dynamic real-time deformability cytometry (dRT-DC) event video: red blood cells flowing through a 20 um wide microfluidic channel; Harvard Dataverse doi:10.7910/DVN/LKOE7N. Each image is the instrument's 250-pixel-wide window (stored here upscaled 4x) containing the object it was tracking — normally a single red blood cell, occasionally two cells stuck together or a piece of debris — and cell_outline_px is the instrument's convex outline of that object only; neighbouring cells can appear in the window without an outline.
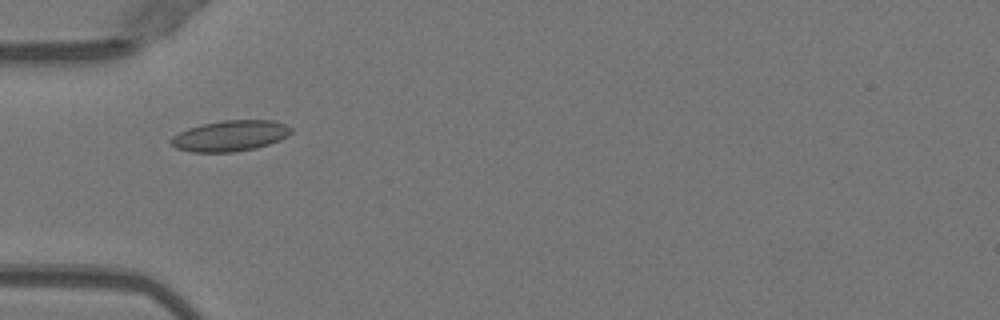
{"species": "Egyptian fruit bat (a non-hibernating species)", "species_latin": "Rousettus aegyptiacus", "temperature_condition": "warm", "stored_images_in_passage": 36, "camera_frame_rate_fps": 3000, "um_per_image_px": 0.085, "animal": {"sex": "female"}, "frame": {"image": 1, "passage_image": 2, "time_ms": 0.333, "image_size_px": [1000, 320], "cell_outline_px": [[292, 132], [288, 136], [280, 140], [256, 148], [232, 152], [192, 152], [176, 148], [168, 144], [168, 140], [172, 136], [188, 128], [204, 124], [224, 120], [272, 120], [284, 124], [292, 128]], "centroid_in_image_um": [19.54, 11.55], "position_along_channel_um": 65.5, "area_um2": 21.62}}
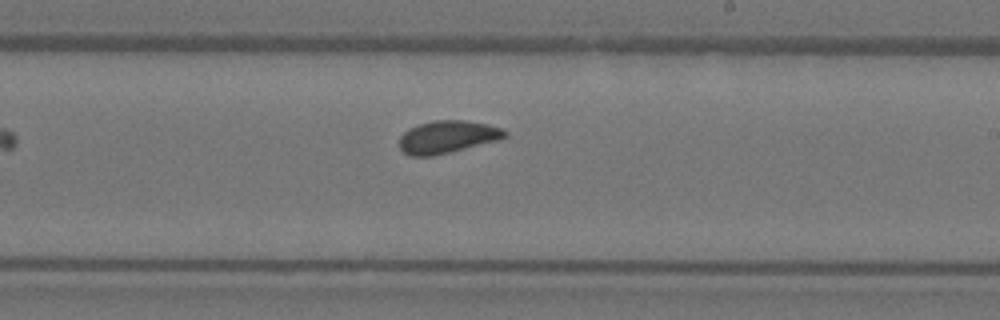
{"frame": {"image": 2, "passage_image": 16, "time_ms": 5.0, "image_size_px": [1000, 320], "cell_outline_px": [[508, 136], [500, 140], [432, 156], [412, 156], [404, 152], [400, 148], [400, 136], [408, 128], [420, 124], [436, 120], [464, 120], [488, 124], [500, 128], [508, 132]], "centroid_in_image_um": [38.05, 11.63], "position_along_channel_um": 250.9, "area_um2": 19.94}}
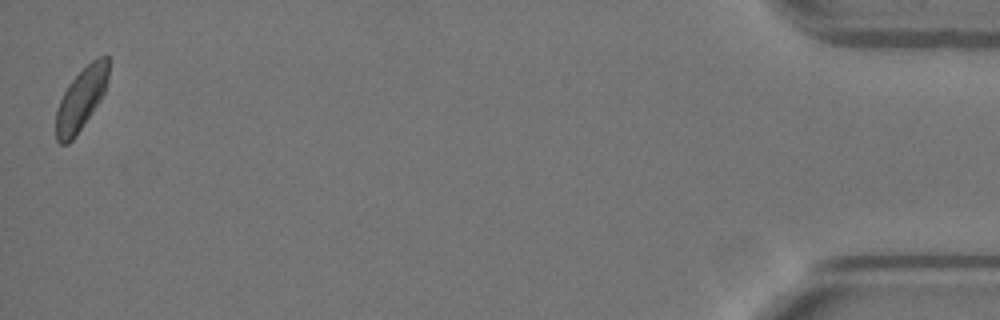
{"frame": {"image": 3, "passage_image": 36, "time_ms": 11.667, "image_size_px": [1000, 320], "cell_outline_px": [[108, 76], [104, 92], [100, 100], [76, 136], [68, 144], [60, 144], [56, 140], [56, 108], [68, 84], [92, 60], [100, 56], [108, 56]], "centroid_in_image_um": [6.87, 8.44], "position_along_channel_um": 428.3, "area_um2": 18.79}, "authors_computed_cell_mechanics": {"area_um2": 19.8254, "velocity_mm_per_s": 4.0001, "shape_relaxation_time_tau1_ms": 4.1998, "shape_relaxation_time_tau2_ms": 0.9193, "deformation_change_tau1": 0.0841, "deformation_change_tau2": 0.053}}